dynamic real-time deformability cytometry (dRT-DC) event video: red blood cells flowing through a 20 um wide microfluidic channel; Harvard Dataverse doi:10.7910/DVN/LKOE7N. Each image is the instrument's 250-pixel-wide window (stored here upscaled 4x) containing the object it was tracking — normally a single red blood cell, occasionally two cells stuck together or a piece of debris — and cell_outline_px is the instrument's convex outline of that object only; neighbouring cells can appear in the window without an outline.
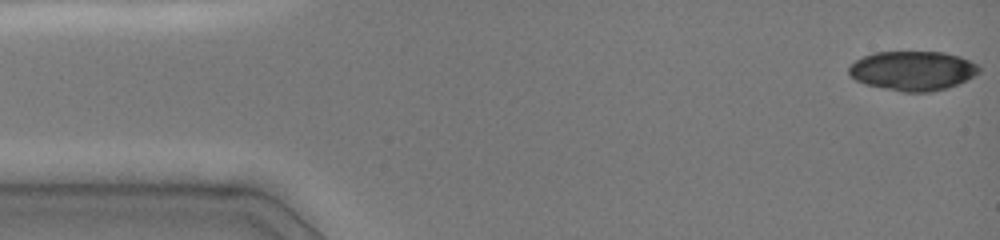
{"species": "common noctule bat (a hibernating species)", "species_latin": "Nyctalus noctula", "temperature_condition": "cold", "stored_images_in_passage": 19, "camera_frame_rate_fps": 3000, "um_per_image_px": 0.085, "animal": {"sex": "female", "body_mass_g": 19.0, "forearm_length_mm": 51.5}, "frame": {"image": 1, "passage_image": 1, "time_ms": 0.0, "image_size_px": [1000, 240], "cell_outline_px": [[980, 72], [968, 80], [960, 84], [948, 88], [932, 92], [904, 92], [864, 84], [856, 80], [848, 72], [848, 68], [856, 60], [872, 52], [944, 52], [960, 56], [976, 64], [980, 68]], "centroid_in_image_um": [77.61, 6.02], "position_along_channel_um": 7.4, "area_um2": 30.06}}